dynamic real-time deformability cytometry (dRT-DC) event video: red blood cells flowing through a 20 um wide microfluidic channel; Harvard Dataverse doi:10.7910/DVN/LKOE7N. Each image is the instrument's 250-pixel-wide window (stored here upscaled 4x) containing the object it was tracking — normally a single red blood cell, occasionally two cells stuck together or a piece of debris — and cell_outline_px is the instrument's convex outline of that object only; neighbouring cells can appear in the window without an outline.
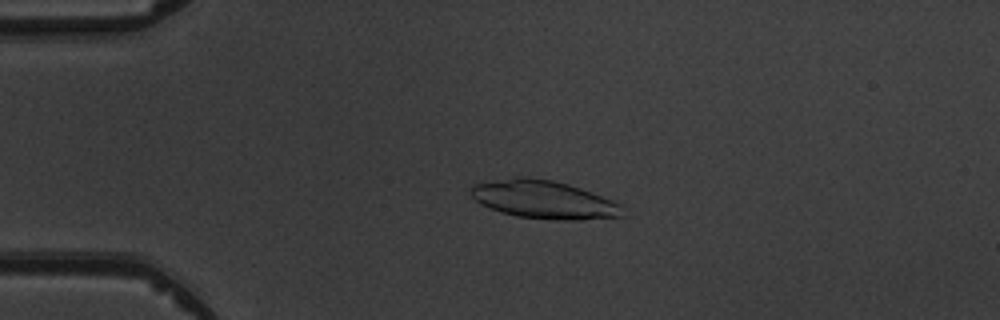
{"species": "common noctule bat (a hibernating species)", "species_latin": "Nyctalus noctula", "temperature_condition": "warm", "stored_images_in_passage": 3, "camera_frame_rate_fps": 3000, "um_per_image_px": 0.085, "animal": {"sex": "male", "body_mass_g": 19.5, "forearm_length_mm": 54.6}, "frame": {"image": 1, "passage_image": 2, "time_ms": 1.0, "image_size_px": [1000, 320], "cell_outline_px": [[624, 216], [584, 220], [556, 220], [516, 216], [500, 212], [480, 204], [468, 192], [472, 184], [512, 176], [528, 176], [552, 180], [568, 184], [592, 192], [612, 200], [620, 204]], "centroid_in_image_um": [46.18, 16.95], "position_along_channel_um": 38.8, "area_um2": 34.1}}